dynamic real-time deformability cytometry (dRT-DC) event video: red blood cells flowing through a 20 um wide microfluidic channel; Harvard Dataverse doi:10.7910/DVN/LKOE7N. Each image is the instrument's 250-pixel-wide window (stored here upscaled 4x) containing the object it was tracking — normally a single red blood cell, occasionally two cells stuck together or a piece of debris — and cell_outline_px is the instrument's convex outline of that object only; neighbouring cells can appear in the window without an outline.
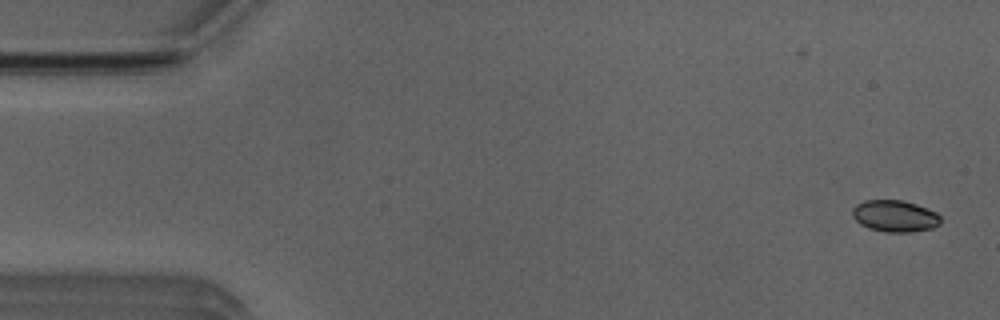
{"species": "Egyptian fruit bat (a non-hibernating species)", "species_latin": "Rousettus aegyptiacus", "temperature_condition": "room temperature", "stored_images_in_passage": 51, "camera_frame_rate_fps": 3000, "um_per_image_px": 0.085, "animal": {"sex": "male"}, "frame": {"image": 1, "passage_image": 2, "time_ms": 0.333, "image_size_px": [1000, 320], "cell_outline_px": [[940, 224], [932, 228], [912, 232], [884, 232], [868, 228], [860, 224], [852, 216], [852, 208], [856, 204], [864, 200], [904, 200], [916, 204], [936, 212], [940, 216]], "centroid_in_image_um": [76.04, 18.36], "position_along_channel_um": 9.0, "area_um2": 16.42}}
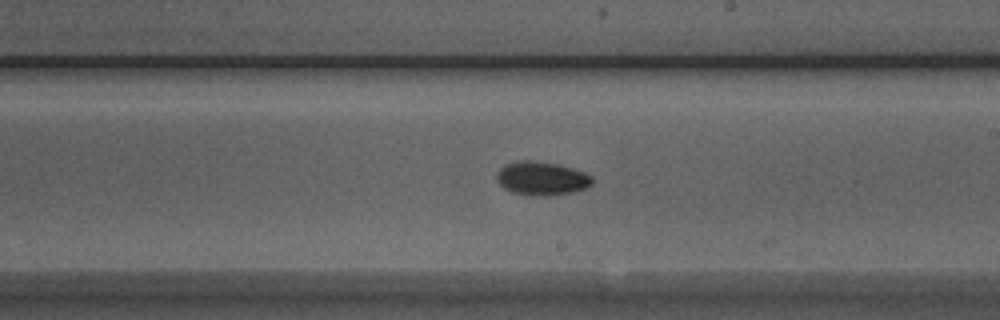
{"frame": {"image": 2, "passage_image": 29, "time_ms": 9.333, "image_size_px": [1000, 320], "cell_outline_px": [[592, 184], [588, 188], [572, 192], [548, 196], [532, 196], [512, 192], [504, 188], [496, 180], [496, 172], [504, 164], [516, 160], [532, 160], [556, 164], [572, 168], [584, 172], [592, 176]], "centroid_in_image_um": [46.02, 15.16], "position_along_channel_um": 243.0, "area_um2": 18.96}}
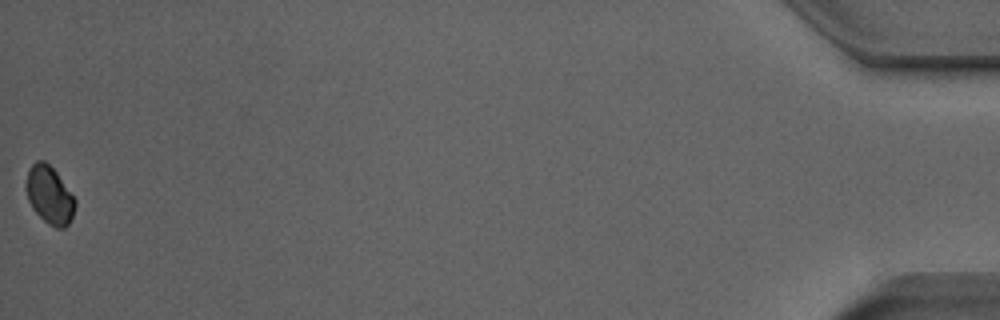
{"frame": {"image": 3, "passage_image": 51, "time_ms": 16.667, "image_size_px": [1000, 320], "cell_outline_px": [[76, 204], [72, 216], [68, 224], [64, 228], [56, 228], [48, 224], [32, 208], [28, 200], [24, 184], [28, 172], [32, 164], [36, 160], [44, 160], [56, 172], [76, 200]], "centroid_in_image_um": [4.18, 16.58], "position_along_channel_um": 431.0, "area_um2": 16.42}, "authors_computed_cell_mechanics": {"area_um2": 17.2822, "velocity_mm_per_s": 4.0049, "shape_relaxation_time_tau1_ms": 3.9342, "shape_relaxation_time_tau2_ms": null, "deformation_change_tau1": 0.081, "deformation_change_tau2": null}}